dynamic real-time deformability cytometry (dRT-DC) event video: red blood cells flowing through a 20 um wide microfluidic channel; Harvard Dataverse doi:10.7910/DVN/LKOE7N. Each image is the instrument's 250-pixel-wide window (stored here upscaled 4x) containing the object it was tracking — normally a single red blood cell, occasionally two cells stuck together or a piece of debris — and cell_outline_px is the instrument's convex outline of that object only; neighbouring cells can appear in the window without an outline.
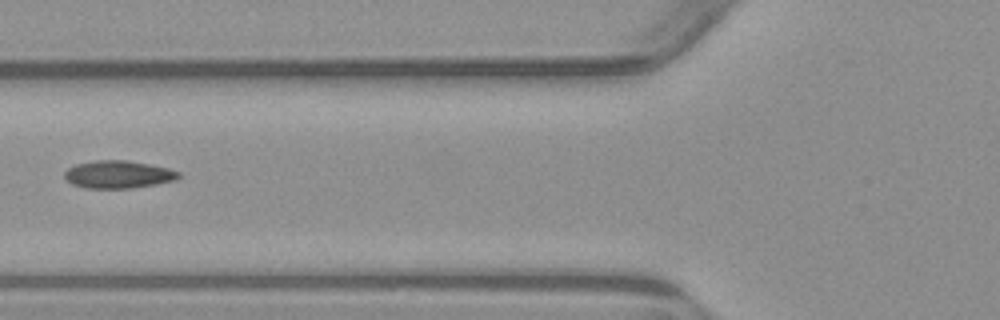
{"species": "common noctule bat (a hibernating species)", "species_latin": "Nyctalus noctula", "temperature_condition": "warm", "stored_images_in_passage": 4, "camera_frame_rate_fps": 3000, "um_per_image_px": 0.085, "animal": {"sex": "male", "body_mass_g": 23.1, "forearm_length_mm": 52.7}, "frame": {"image": 1, "passage_image": 4, "time_ms": 4.333, "image_size_px": [1000, 320], "cell_outline_px": [[180, 176], [176, 180], [156, 184], [132, 188], [84, 188], [72, 184], [64, 180], [64, 172], [68, 168], [76, 164], [96, 160], [128, 160], [168, 168], [180, 172]], "centroid_in_image_um": [10.02, 14.83], "position_along_channel_um": 115.8, "area_um2": 18.5}}